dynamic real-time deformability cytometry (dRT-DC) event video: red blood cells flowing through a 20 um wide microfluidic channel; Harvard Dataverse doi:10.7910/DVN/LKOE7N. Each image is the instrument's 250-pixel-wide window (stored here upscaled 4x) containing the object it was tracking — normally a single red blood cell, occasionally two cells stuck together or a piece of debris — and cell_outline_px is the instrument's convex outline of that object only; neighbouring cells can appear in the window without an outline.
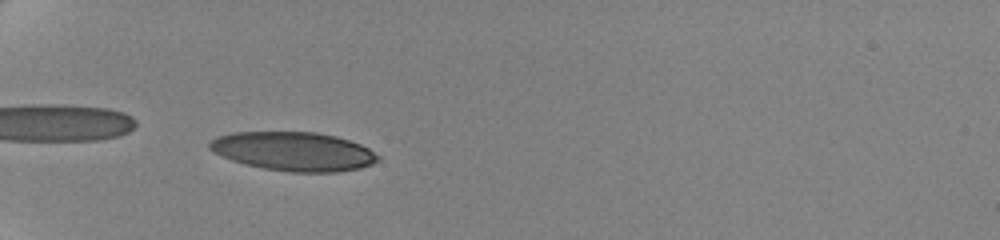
{"species": "human", "species_latin": "Homo sapiens", "temperature_condition": "cold", "stored_images_in_passage": 60, "camera_frame_rate_fps": 3000, "um_per_image_px": 0.085, "donor": {"sex": "female"}, "frame": {"image": 1, "passage_image": 22, "time_ms": 7.0, "image_size_px": [1000, 240], "cell_outline_px": [[380, 160], [372, 164], [360, 168], [336, 172], [292, 172], [264, 168], [244, 164], [220, 156], [212, 152], [208, 148], [208, 144], [216, 136], [236, 132], [316, 132], [336, 136], [360, 144], [368, 148], [380, 156]], "centroid_in_image_um": [24.95, 12.87], "position_along_channel_um": 60.1, "area_um2": 38.26}}
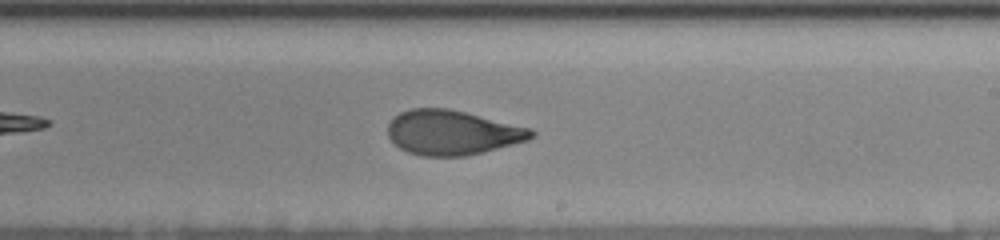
{"frame": {"image": 2, "passage_image": 40, "time_ms": 13.0, "image_size_px": [1000, 240], "cell_outline_px": [[536, 132], [528, 140], [464, 156], [420, 156], [408, 152], [400, 148], [388, 136], [388, 124], [392, 116], [400, 112], [412, 108], [448, 108], [532, 128]], "centroid_in_image_um": [38.41, 11.25], "position_along_channel_um": 250.6, "area_um2": 37.17}}
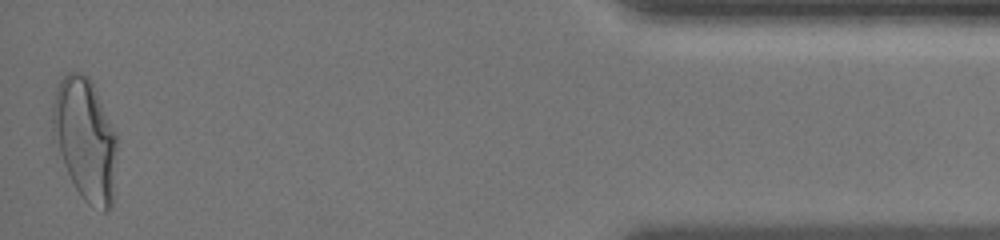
{"frame": {"image": 3, "passage_image": 60, "time_ms": 19.667, "image_size_px": [1000, 240], "cell_outline_px": [[116, 144], [112, 204], [104, 212], [88, 204], [80, 196], [64, 164], [52, 136], [52, 104], [56, 88], [60, 80], [68, 72], [80, 72], [88, 76], [116, 132]], "centroid_in_image_um": [7.22, 11.82], "position_along_channel_um": 428.0, "area_um2": 45.32}, "authors_computed_cell_mechanics": {"area_um2": 37.7145, "velocity_mm_per_s": 3.5058, "shape_relaxation_time_tau1_ms": 6.1266, "shape_relaxation_time_tau2_ms": 1.1536, "deformation_change_tau1": 0.2061, "deformation_change_tau2": 0.0729}}